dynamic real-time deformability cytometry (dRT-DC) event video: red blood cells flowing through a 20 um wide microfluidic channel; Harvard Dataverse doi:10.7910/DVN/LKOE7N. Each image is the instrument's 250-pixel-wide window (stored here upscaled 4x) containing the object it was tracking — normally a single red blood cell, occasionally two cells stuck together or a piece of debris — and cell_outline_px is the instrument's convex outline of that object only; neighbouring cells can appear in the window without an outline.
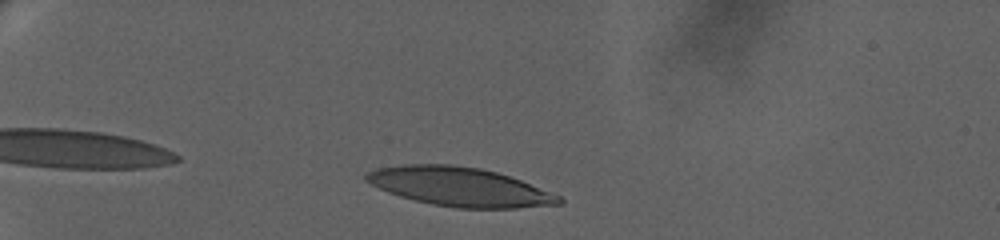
{"species": "human", "species_latin": "Homo sapiens", "temperature_condition": "warm", "stored_images_in_passage": 47, "camera_frame_rate_fps": 3000, "um_per_image_px": 0.085, "donor": {"sex": "female"}, "frame": {"image": 1, "passage_image": 5, "time_ms": 1.333, "image_size_px": [1000, 240], "cell_outline_px": [[564, 204], [516, 208], [456, 208], [432, 204], [400, 196], [388, 192], [364, 180], [364, 176], [368, 172], [376, 168], [404, 164], [448, 164], [480, 168], [496, 172], [520, 180], [560, 196], [564, 200]], "centroid_in_image_um": [39.07, 15.87], "position_along_channel_um": 45.9, "area_um2": 43.47}}
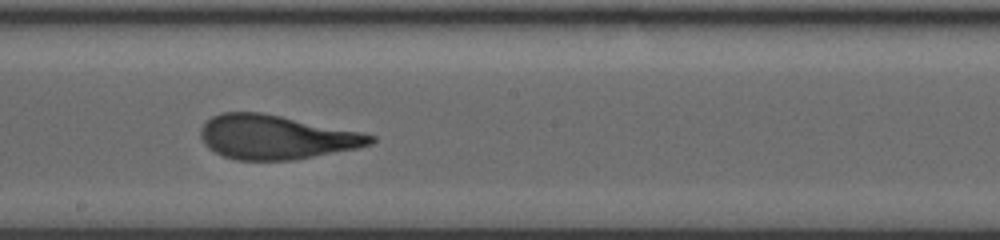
{"frame": {"image": 2, "passage_image": 27, "time_ms": 8.667, "image_size_px": [1000, 240], "cell_outline_px": [[376, 140], [372, 144], [356, 148], [292, 160], [236, 160], [224, 156], [208, 148], [204, 144], [200, 136], [200, 128], [212, 116], [220, 112], [260, 112], [360, 132], [376, 136]], "centroid_in_image_um": [23.42, 11.66], "position_along_channel_um": 224.8, "area_um2": 43.29}}
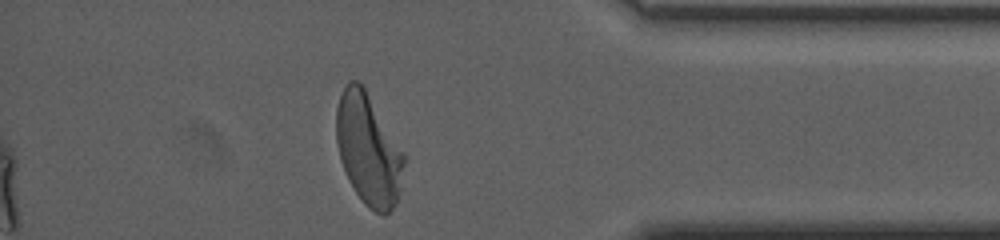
{"frame": {"image": 3, "passage_image": 45, "time_ms": 14.667, "image_size_px": [1000, 240], "cell_outline_px": [[404, 164], [400, 188], [396, 204], [384, 216], [368, 208], [364, 204], [356, 192], [340, 160], [336, 140], [336, 108], [340, 96], [348, 80], [356, 80], [364, 84], [404, 152]], "centroid_in_image_um": [31.31, 12.66], "position_along_channel_um": 403.9, "area_um2": 44.04}, "authors_computed_cell_mechanics": {"area_um2": 43.4656, "velocity_mm_per_s": 3.2766, "shape_relaxation_time_tau1_ms": 6.3779, "shape_relaxation_time_tau2_ms": 1.0489, "deformation_change_tau1": 0.2602, "deformation_change_tau2": 0.1015}}